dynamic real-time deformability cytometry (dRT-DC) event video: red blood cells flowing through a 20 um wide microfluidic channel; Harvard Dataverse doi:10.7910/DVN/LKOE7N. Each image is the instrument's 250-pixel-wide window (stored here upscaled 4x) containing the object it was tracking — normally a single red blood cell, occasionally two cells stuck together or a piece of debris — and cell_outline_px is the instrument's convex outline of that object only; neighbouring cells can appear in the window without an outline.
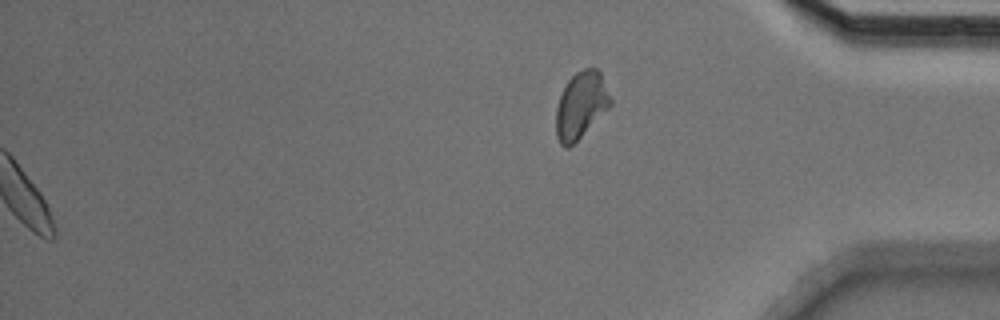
{"species": "Egyptian fruit bat (a non-hibernating species)", "species_latin": "Rousettus aegyptiacus", "temperature_condition": "cold", "stored_images_in_passage": 51, "segment_of_instrument_passage": [2, 2], "camera_frame_rate_fps": 3000, "um_per_image_px": 0.085, "animal": {"sex": "male"}, "frame": {"image": 1, "passage_image": 51, "time_ms": 16.667, "image_size_px": [1000, 320], "cell_outline_px": [[612, 104], [568, 148], [564, 148], [560, 144], [556, 136], [556, 108], [560, 96], [568, 80], [576, 72], [584, 68], [596, 68], [600, 72], [612, 100]], "centroid_in_image_um": [49.36, 8.92], "position_along_channel_um": 385.8, "area_um2": 20.75}}